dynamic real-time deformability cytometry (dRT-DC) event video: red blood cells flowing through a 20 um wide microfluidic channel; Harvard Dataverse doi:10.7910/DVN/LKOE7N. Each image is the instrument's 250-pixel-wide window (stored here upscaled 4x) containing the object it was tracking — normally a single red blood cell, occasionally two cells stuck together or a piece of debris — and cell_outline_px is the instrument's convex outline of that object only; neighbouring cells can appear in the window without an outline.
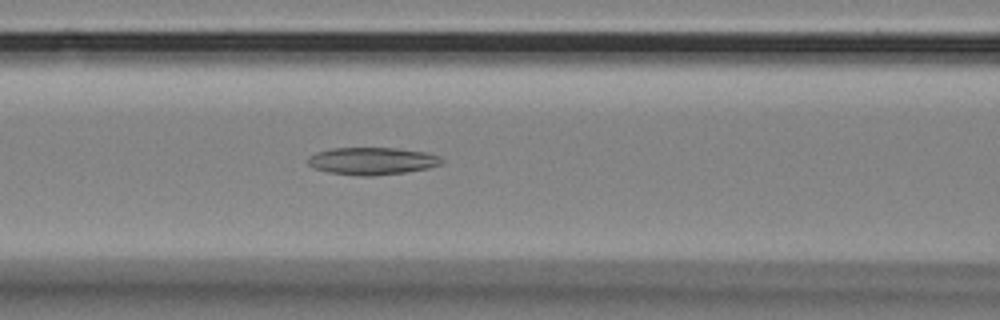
{"species": "Egyptian fruit bat (a non-hibernating species)", "species_latin": "Rousettus aegyptiacus", "temperature_condition": "room temperature", "stored_images_in_passage": 38, "camera_frame_rate_fps": 3000, "um_per_image_px": 0.085, "animal": {"sex": "female"}, "frame": {"image": 1, "passage_image": 13, "time_ms": 4.0, "image_size_px": [1000, 320], "cell_outline_px": [[444, 160], [440, 164], [428, 168], [404, 172], [372, 176], [360, 176], [328, 172], [312, 168], [308, 164], [308, 156], [316, 152], [332, 148], [396, 148], [424, 152], [440, 156]], "centroid_in_image_um": [31.59, 13.68], "position_along_channel_um": 135.0, "area_um2": 21.33}}
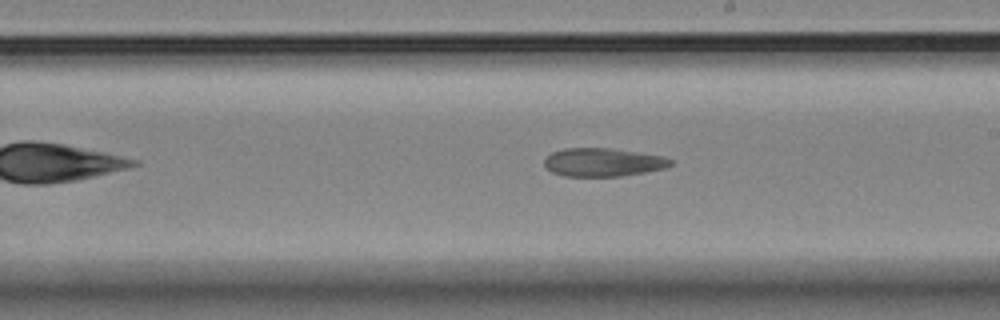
{"frame": {"image": 2, "passage_image": 22, "time_ms": 7.0, "image_size_px": [1000, 320], "cell_outline_px": [[672, 164], [664, 168], [644, 172], [620, 176], [564, 176], [552, 172], [544, 164], [544, 160], [552, 152], [564, 148], [608, 148], [664, 156], [672, 160]], "centroid_in_image_um": [51.24, 13.79], "position_along_channel_um": 237.8, "area_um2": 20.63}}
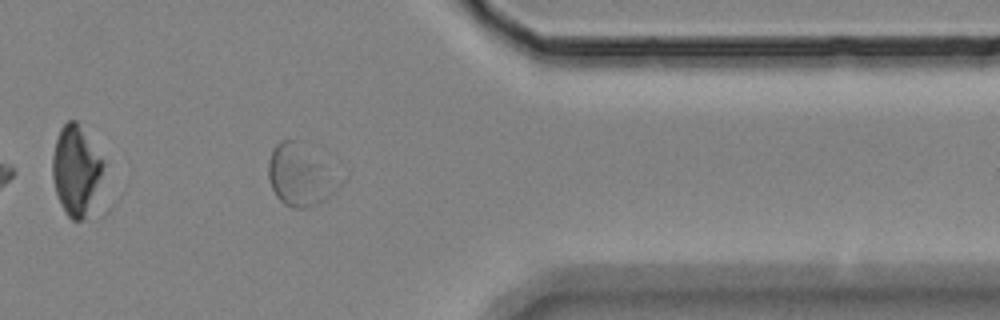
{"frame": {"image": 3, "passage_image": 36, "time_ms": 11.667, "image_size_px": [1000, 320], "cell_outline_px": [[348, 176], [336, 192], [324, 200], [308, 208], [292, 208], [284, 204], [276, 196], [272, 188], [268, 176], [268, 160], [272, 148], [280, 140], [296, 140]], "centroid_in_image_um": [25.63, 14.9], "position_along_channel_um": 385.8, "area_um2": 26.53}, "authors_computed_cell_mechanics": {"area_um2": 22.0507, "velocity_mm_per_s": 3.433, "shape_relaxation_time_tau1_ms": null, "shape_relaxation_time_tau2_ms": 8.0306, "deformation_change_tau1": null, "deformation_change_tau2": 0.1552}}